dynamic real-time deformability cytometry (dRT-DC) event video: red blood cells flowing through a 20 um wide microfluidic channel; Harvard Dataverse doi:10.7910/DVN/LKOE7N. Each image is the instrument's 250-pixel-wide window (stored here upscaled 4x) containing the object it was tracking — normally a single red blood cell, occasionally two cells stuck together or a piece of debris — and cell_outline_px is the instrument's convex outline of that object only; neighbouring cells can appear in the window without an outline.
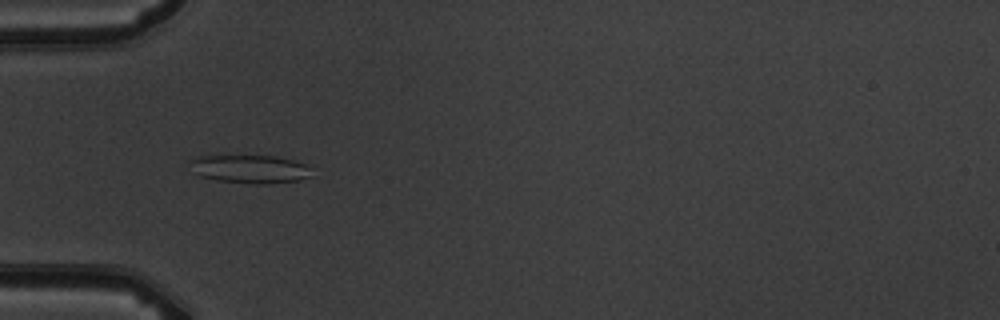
{"species": "common noctule bat (a hibernating species)", "species_latin": "Nyctalus noctula", "temperature_condition": "warm", "stored_images_in_passage": 6, "camera_frame_rate_fps": 3000, "um_per_image_px": 0.085, "animal": {"sex": "male", "body_mass_g": 19.5, "forearm_length_mm": 54.6}, "frame": {"image": 1, "passage_image": 5, "time_ms": 5.0, "image_size_px": [1000, 320], "cell_outline_px": [[312, 176], [300, 180], [268, 184], [252, 184], [216, 180], [200, 176], [196, 172], [188, 160], [192, 156], [276, 156], [308, 164]], "centroid_in_image_um": [21.27, 14.37], "position_along_channel_um": 63.7, "area_um2": 20.17}}